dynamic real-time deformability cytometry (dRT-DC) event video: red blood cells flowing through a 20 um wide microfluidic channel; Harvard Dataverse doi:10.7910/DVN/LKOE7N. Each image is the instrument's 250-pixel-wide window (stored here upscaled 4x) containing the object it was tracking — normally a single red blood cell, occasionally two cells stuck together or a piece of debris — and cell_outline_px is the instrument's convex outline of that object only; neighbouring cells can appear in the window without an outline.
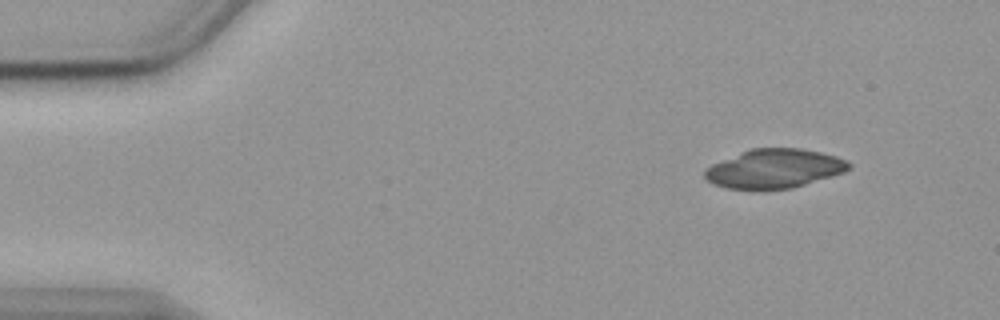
{"species": "common noctule bat (a hibernating species)", "species_latin": "Nyctalus noctula", "temperature_condition": "cold", "stored_images_in_passage": 50, "segment_of_instrument_passage": [1, 2], "camera_frame_rate_fps": 3000, "um_per_image_px": 0.085, "animal": {"sex": "female", "body_mass_g": 19.9}, "frame": {"image": 1, "passage_image": 1, "time_ms": 0.0, "image_size_px": [1000, 320], "cell_outline_px": [[852, 168], [844, 172], [832, 176], [792, 188], [764, 192], [752, 192], [728, 188], [712, 184], [704, 176], [704, 172], [712, 164], [752, 148], [800, 148], [820, 152], [836, 156], [852, 164]], "centroid_in_image_um": [65.81, 14.38], "position_along_channel_um": 19.2, "area_um2": 33.35}}